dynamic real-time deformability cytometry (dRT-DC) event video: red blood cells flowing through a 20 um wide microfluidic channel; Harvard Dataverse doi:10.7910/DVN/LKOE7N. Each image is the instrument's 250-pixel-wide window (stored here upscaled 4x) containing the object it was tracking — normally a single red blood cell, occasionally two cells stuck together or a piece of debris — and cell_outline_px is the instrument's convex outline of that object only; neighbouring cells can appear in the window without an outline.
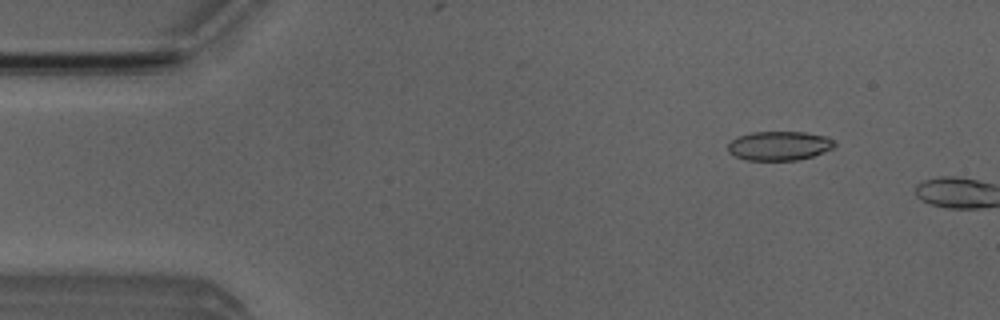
{"species": "Egyptian fruit bat (a non-hibernating species)", "species_latin": "Rousettus aegyptiacus", "temperature_condition": "room temperature", "stored_images_in_passage": 8, "camera_frame_rate_fps": 3000, "um_per_image_px": 0.085, "animal": {"sex": "male"}, "frame": {"image": 1, "passage_image": 6, "time_ms": 1.667, "image_size_px": [1000, 320], "cell_outline_px": [[836, 144], [832, 148], [812, 156], [796, 160], [748, 160], [736, 156], [728, 152], [728, 144], [732, 140], [740, 136], [752, 132], [804, 132], [824, 136], [836, 140]], "centroid_in_image_um": [66.24, 12.39], "position_along_channel_um": 18.8, "area_um2": 17.92}}